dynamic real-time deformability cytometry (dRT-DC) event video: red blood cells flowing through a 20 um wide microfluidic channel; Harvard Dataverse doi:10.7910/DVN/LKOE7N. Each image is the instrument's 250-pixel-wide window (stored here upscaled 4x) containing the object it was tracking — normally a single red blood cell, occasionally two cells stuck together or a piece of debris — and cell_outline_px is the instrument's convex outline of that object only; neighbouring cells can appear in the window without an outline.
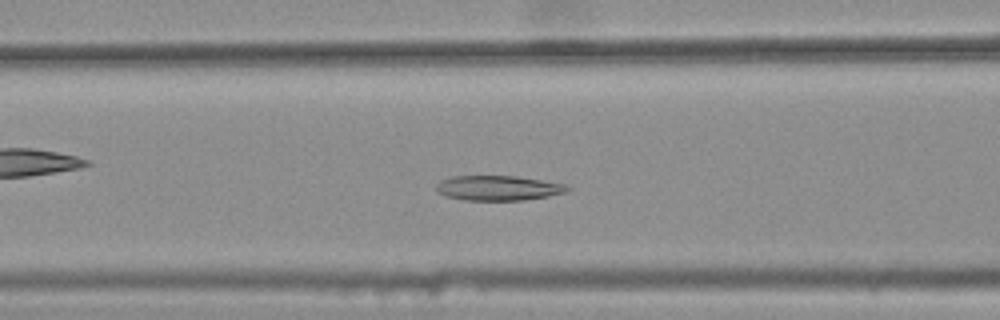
{"species": "common noctule bat (a hibernating species)", "species_latin": "Nyctalus noctula", "temperature_condition": "warm", "stored_images_in_passage": 42, "camera_frame_rate_fps": 3000, "um_per_image_px": 0.085, "animal": {"sex": "female", "body_mass_g": 25.1}, "frame": {"image": 1, "passage_image": 19, "time_ms": 6.0, "image_size_px": [1000, 320], "cell_outline_px": [[572, 188], [568, 192], [548, 196], [524, 200], [464, 200], [448, 196], [436, 192], [436, 184], [440, 180], [452, 176], [516, 176], [564, 184]], "centroid_in_image_um": [42.34, 15.98], "position_along_channel_um": 124.3, "area_um2": 19.02}}
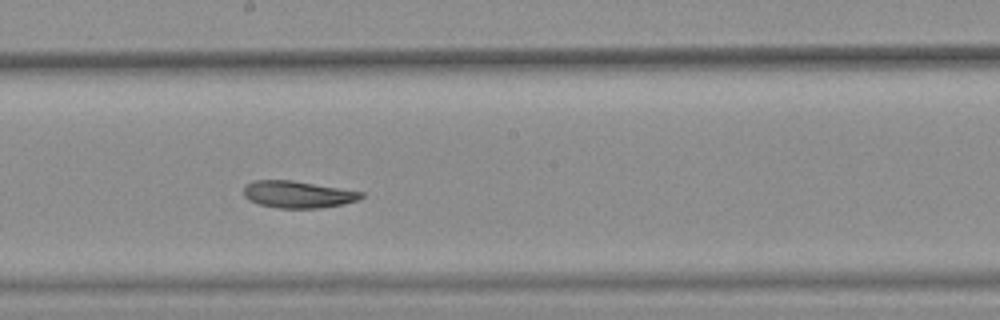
{"frame": {"image": 2, "passage_image": 27, "time_ms": 8.667, "image_size_px": [1000, 320], "cell_outline_px": [[364, 196], [356, 200], [344, 204], [320, 208], [280, 208], [260, 204], [248, 200], [244, 196], [244, 184], [256, 180], [292, 180], [364, 192]], "centroid_in_image_um": [25.3, 16.52], "position_along_channel_um": 222.9, "area_um2": 18.44}}
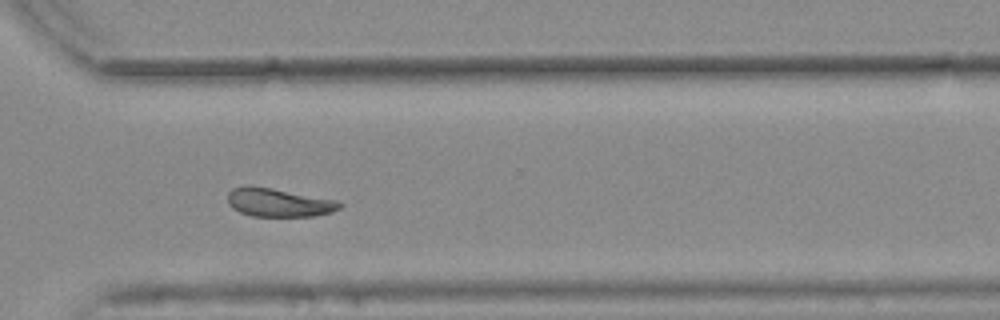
{"frame": {"image": 3, "passage_image": 37, "time_ms": 12.0, "image_size_px": [1000, 320], "cell_outline_px": [[344, 204], [340, 208], [332, 212], [316, 216], [252, 216], [240, 212], [232, 208], [228, 204], [228, 192], [232, 188], [244, 184], [272, 188], [336, 200]], "centroid_in_image_um": [23.66, 17.2], "position_along_channel_um": 346.9, "area_um2": 18.73}}